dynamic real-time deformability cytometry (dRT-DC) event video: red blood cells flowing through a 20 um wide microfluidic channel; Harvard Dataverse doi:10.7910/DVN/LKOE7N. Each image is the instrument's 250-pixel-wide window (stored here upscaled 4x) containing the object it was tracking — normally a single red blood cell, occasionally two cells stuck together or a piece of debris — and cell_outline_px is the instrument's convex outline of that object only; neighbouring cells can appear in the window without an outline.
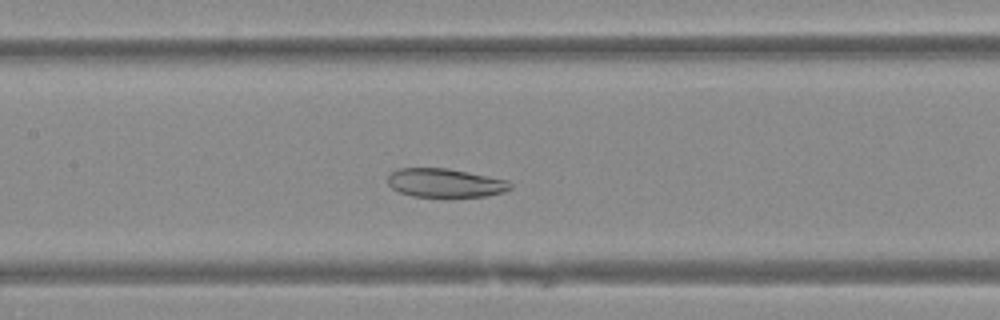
{"species": "Egyptian fruit bat (a non-hibernating species)", "species_latin": "Rousettus aegyptiacus", "temperature_condition": "warm", "stored_images_in_passage": 43, "camera_frame_rate_fps": 3000, "um_per_image_px": 0.085, "animal": {"sex": "female"}, "frame": {"image": 1, "passage_image": 18, "time_ms": 5.667, "image_size_px": [1000, 320], "cell_outline_px": [[512, 188], [504, 192], [488, 196], [448, 200], [412, 196], [400, 192], [392, 188], [388, 184], [388, 176], [392, 172], [400, 168], [448, 168], [508, 180], [512, 184]], "centroid_in_image_um": [37.88, 15.6], "position_along_channel_um": 169.5, "area_um2": 21.5}}
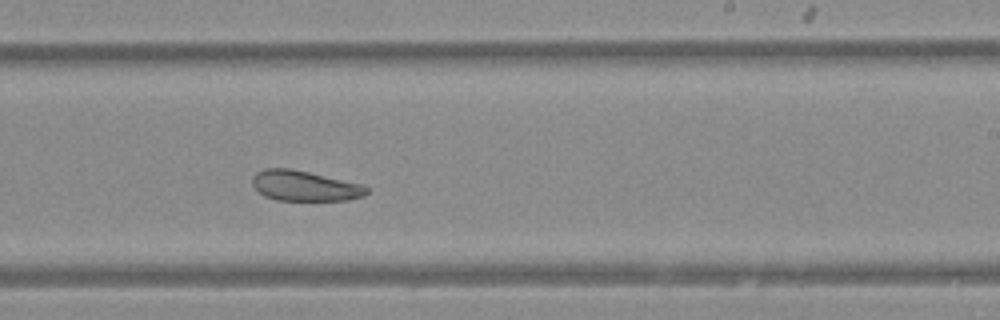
{"frame": {"image": 2, "passage_image": 25, "time_ms": 8.0, "image_size_px": [1000, 320], "cell_outline_px": [[368, 192], [364, 196], [348, 200], [276, 200], [264, 196], [252, 184], [252, 176], [256, 172], [264, 168], [292, 168], [364, 184], [368, 188]], "centroid_in_image_um": [25.91, 15.78], "position_along_channel_um": 263.1, "area_um2": 20.4}}
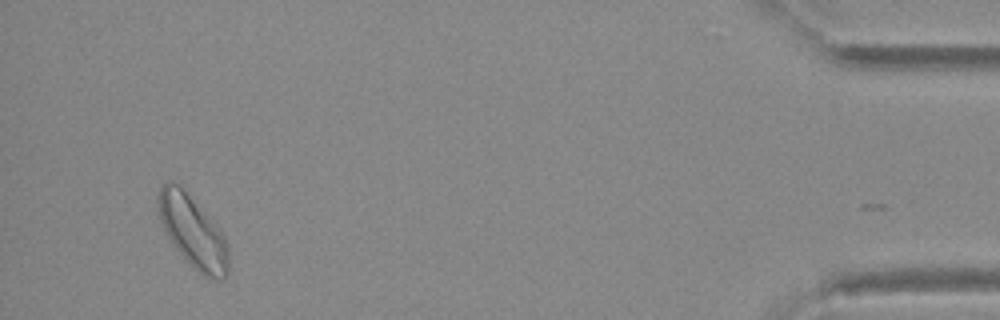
{"frame": {"image": 3, "passage_image": 42, "time_ms": 13.667, "image_size_px": [1000, 320], "cell_outline_px": [[228, 272], [224, 280], [216, 280], [204, 276], [172, 244], [160, 220], [156, 208], [156, 196], [160, 188], [168, 180], [172, 180], [180, 184], [216, 224], [224, 236], [228, 244]], "centroid_in_image_um": [16.37, 19.64], "position_along_channel_um": 418.8, "area_um2": 29.48}}